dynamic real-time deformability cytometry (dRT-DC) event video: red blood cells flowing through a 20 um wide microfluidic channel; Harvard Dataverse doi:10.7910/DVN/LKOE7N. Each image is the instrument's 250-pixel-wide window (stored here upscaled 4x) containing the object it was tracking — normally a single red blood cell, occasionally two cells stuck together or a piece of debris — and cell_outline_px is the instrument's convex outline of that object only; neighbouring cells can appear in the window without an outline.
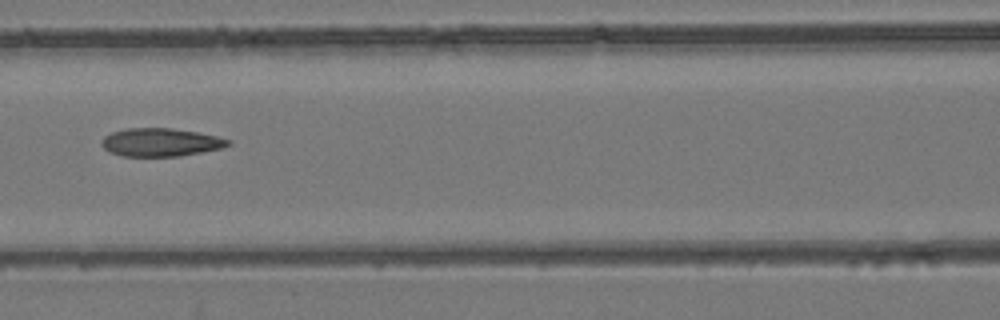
{"species": "common noctule bat (a hibernating species)", "species_latin": "Nyctalus noctula", "temperature_condition": "room temperature", "stored_images_in_passage": 7, "camera_frame_rate_fps": 3000, "um_per_image_px": 0.085, "animal": {"sex": "female", "body_mass_g": 24.6, "forearm_length_mm": 56.2}, "frame": {"image": 1, "passage_image": 7, "time_ms": 2.0, "image_size_px": [1000, 320], "cell_outline_px": [[232, 144], [220, 148], [180, 156], [124, 156], [108, 152], [100, 144], [100, 140], [104, 136], [112, 132], [124, 128], [172, 128], [196, 132], [216, 136], [232, 140]], "centroid_in_image_um": [13.61, 12.09], "position_along_channel_um": 153.0, "area_um2": 20.81}}